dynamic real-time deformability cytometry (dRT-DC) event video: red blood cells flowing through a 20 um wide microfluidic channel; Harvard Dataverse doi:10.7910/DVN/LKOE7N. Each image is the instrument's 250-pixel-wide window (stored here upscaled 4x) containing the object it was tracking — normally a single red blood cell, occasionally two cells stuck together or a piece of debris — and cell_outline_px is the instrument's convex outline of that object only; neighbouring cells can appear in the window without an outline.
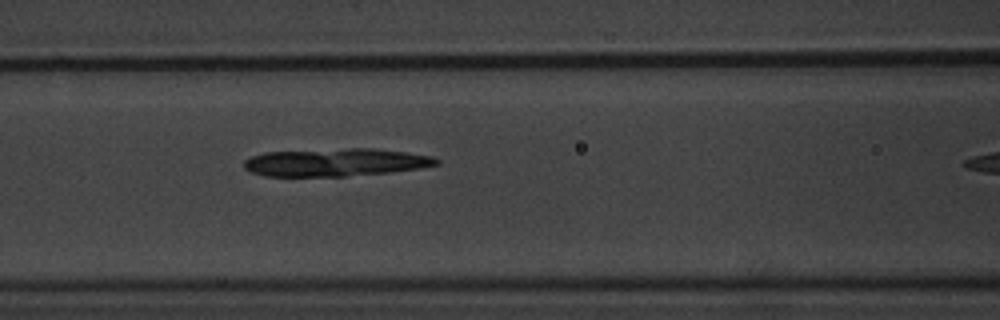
{"species": "common noctule bat (a hibernating species)", "species_latin": "Nyctalus noctula", "temperature_condition": "warm", "stored_images_in_passage": 6, "camera_frame_rate_fps": 3000, "um_per_image_px": 0.085, "animal": {"sex": "male", "body_mass_g": 20.1, "forearm_length_mm": 53.5}, "frame": {"image": 1, "passage_image": 5, "time_ms": 5.333, "image_size_px": [1000, 320], "cell_outline_px": [[440, 164], [420, 168], [392, 172], [348, 176], [264, 176], [252, 172], [244, 168], [244, 160], [252, 156], [264, 152], [348, 148], [376, 148], [408, 152], [432, 156], [440, 160]], "centroid_in_image_um": [28.57, 13.79], "position_along_channel_um": 138.0, "area_um2": 31.44}}